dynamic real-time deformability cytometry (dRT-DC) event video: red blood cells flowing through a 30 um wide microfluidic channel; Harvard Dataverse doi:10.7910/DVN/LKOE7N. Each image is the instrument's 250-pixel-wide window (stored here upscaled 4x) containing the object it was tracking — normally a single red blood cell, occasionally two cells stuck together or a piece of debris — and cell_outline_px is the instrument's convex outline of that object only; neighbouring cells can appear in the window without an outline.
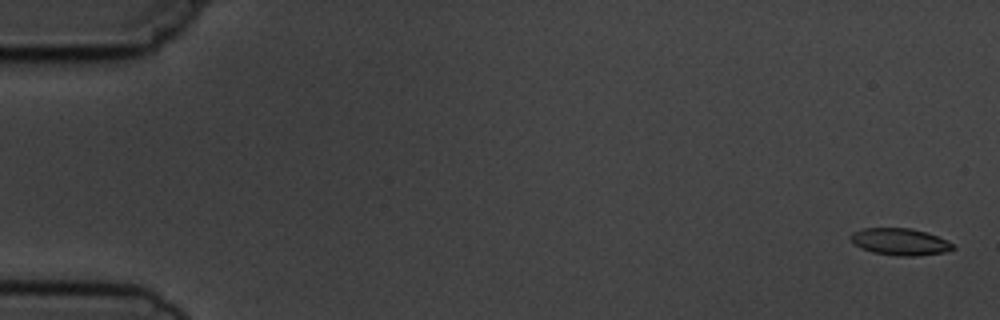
{"species": "common noctule bat (a hibernating species)", "species_latin": "Nyctalus noctula", "temperature_condition": "cold", "stored_images_in_passage": 6, "camera_frame_rate_fps": 3000, "um_per_image_px": 0.085, "animal": {"sex": "male", "body_mass_g": 19.5, "forearm_length_mm": 54.6}, "frame": {"image": 1, "passage_image": 1, "time_ms": 0.0, "image_size_px": [1000, 320], "cell_outline_px": [[956, 248], [944, 252], [916, 256], [900, 256], [872, 252], [860, 248], [848, 236], [852, 232], [860, 228], [912, 228], [928, 232], [952, 244]], "centroid_in_image_um": [76.46, 20.54], "position_along_channel_um": 8.5, "area_um2": 16.01}}
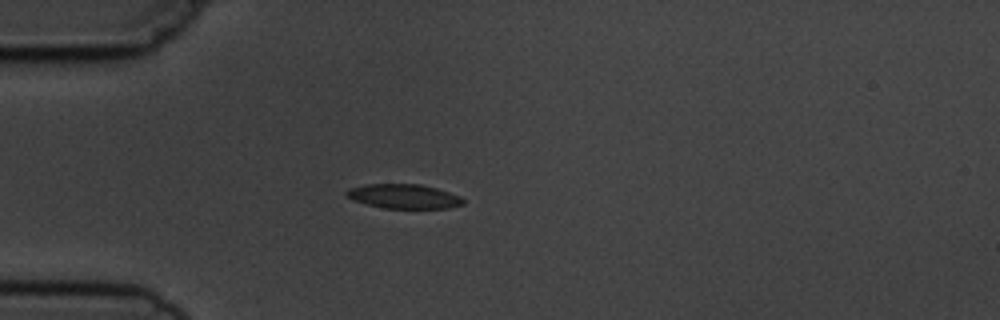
{"frame": {"image": 2, "passage_image": 5, "time_ms": 4.667, "image_size_px": [1000, 320], "cell_outline_px": [[464, 204], [448, 208], [384, 208], [352, 200], [344, 192], [348, 188], [364, 184], [420, 184], [436, 188], [460, 196], [464, 200]], "centroid_in_image_um": [34.3, 16.68], "position_along_channel_um": 50.7, "area_um2": 16.53}}